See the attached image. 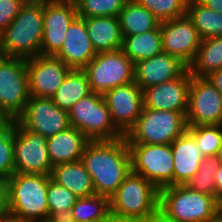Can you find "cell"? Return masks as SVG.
<instances>
[{
	"label": "cell",
	"instance_id": "cell-16",
	"mask_svg": "<svg viewBox=\"0 0 222 222\" xmlns=\"http://www.w3.org/2000/svg\"><path fill=\"white\" fill-rule=\"evenodd\" d=\"M115 128L125 136L143 110V92L135 83L110 89L103 95Z\"/></svg>",
	"mask_w": 222,
	"mask_h": 222
},
{
	"label": "cell",
	"instance_id": "cell-10",
	"mask_svg": "<svg viewBox=\"0 0 222 222\" xmlns=\"http://www.w3.org/2000/svg\"><path fill=\"white\" fill-rule=\"evenodd\" d=\"M29 98L26 59L5 57L0 63V110L16 120Z\"/></svg>",
	"mask_w": 222,
	"mask_h": 222
},
{
	"label": "cell",
	"instance_id": "cell-22",
	"mask_svg": "<svg viewBox=\"0 0 222 222\" xmlns=\"http://www.w3.org/2000/svg\"><path fill=\"white\" fill-rule=\"evenodd\" d=\"M90 140L78 129H68L47 138V151L52 166L81 160Z\"/></svg>",
	"mask_w": 222,
	"mask_h": 222
},
{
	"label": "cell",
	"instance_id": "cell-42",
	"mask_svg": "<svg viewBox=\"0 0 222 222\" xmlns=\"http://www.w3.org/2000/svg\"><path fill=\"white\" fill-rule=\"evenodd\" d=\"M13 120H11L3 111L0 110V133L4 131Z\"/></svg>",
	"mask_w": 222,
	"mask_h": 222
},
{
	"label": "cell",
	"instance_id": "cell-31",
	"mask_svg": "<svg viewBox=\"0 0 222 222\" xmlns=\"http://www.w3.org/2000/svg\"><path fill=\"white\" fill-rule=\"evenodd\" d=\"M219 165L220 161L217 156H204V160L201 162L199 170L185 185L193 191L217 198L215 173Z\"/></svg>",
	"mask_w": 222,
	"mask_h": 222
},
{
	"label": "cell",
	"instance_id": "cell-26",
	"mask_svg": "<svg viewBox=\"0 0 222 222\" xmlns=\"http://www.w3.org/2000/svg\"><path fill=\"white\" fill-rule=\"evenodd\" d=\"M119 23L122 36H132L154 30L160 21L137 0H127L120 12Z\"/></svg>",
	"mask_w": 222,
	"mask_h": 222
},
{
	"label": "cell",
	"instance_id": "cell-5",
	"mask_svg": "<svg viewBox=\"0 0 222 222\" xmlns=\"http://www.w3.org/2000/svg\"><path fill=\"white\" fill-rule=\"evenodd\" d=\"M6 57L32 58L41 55L43 0H28L10 25L0 34Z\"/></svg>",
	"mask_w": 222,
	"mask_h": 222
},
{
	"label": "cell",
	"instance_id": "cell-17",
	"mask_svg": "<svg viewBox=\"0 0 222 222\" xmlns=\"http://www.w3.org/2000/svg\"><path fill=\"white\" fill-rule=\"evenodd\" d=\"M30 96L52 98L71 70L55 56L37 55L26 59Z\"/></svg>",
	"mask_w": 222,
	"mask_h": 222
},
{
	"label": "cell",
	"instance_id": "cell-35",
	"mask_svg": "<svg viewBox=\"0 0 222 222\" xmlns=\"http://www.w3.org/2000/svg\"><path fill=\"white\" fill-rule=\"evenodd\" d=\"M15 172L14 123L0 133V180L6 182Z\"/></svg>",
	"mask_w": 222,
	"mask_h": 222
},
{
	"label": "cell",
	"instance_id": "cell-47",
	"mask_svg": "<svg viewBox=\"0 0 222 222\" xmlns=\"http://www.w3.org/2000/svg\"><path fill=\"white\" fill-rule=\"evenodd\" d=\"M216 156L219 159L220 163H222V143H221V146L219 147V150Z\"/></svg>",
	"mask_w": 222,
	"mask_h": 222
},
{
	"label": "cell",
	"instance_id": "cell-41",
	"mask_svg": "<svg viewBox=\"0 0 222 222\" xmlns=\"http://www.w3.org/2000/svg\"><path fill=\"white\" fill-rule=\"evenodd\" d=\"M216 195L222 192V163H220L215 173Z\"/></svg>",
	"mask_w": 222,
	"mask_h": 222
},
{
	"label": "cell",
	"instance_id": "cell-40",
	"mask_svg": "<svg viewBox=\"0 0 222 222\" xmlns=\"http://www.w3.org/2000/svg\"><path fill=\"white\" fill-rule=\"evenodd\" d=\"M200 3L214 11L222 13V0H198Z\"/></svg>",
	"mask_w": 222,
	"mask_h": 222
},
{
	"label": "cell",
	"instance_id": "cell-33",
	"mask_svg": "<svg viewBox=\"0 0 222 222\" xmlns=\"http://www.w3.org/2000/svg\"><path fill=\"white\" fill-rule=\"evenodd\" d=\"M77 16L89 17H118L127 0H74Z\"/></svg>",
	"mask_w": 222,
	"mask_h": 222
},
{
	"label": "cell",
	"instance_id": "cell-29",
	"mask_svg": "<svg viewBox=\"0 0 222 222\" xmlns=\"http://www.w3.org/2000/svg\"><path fill=\"white\" fill-rule=\"evenodd\" d=\"M186 14L193 21L202 40L222 36V13L206 7L198 0H188Z\"/></svg>",
	"mask_w": 222,
	"mask_h": 222
},
{
	"label": "cell",
	"instance_id": "cell-4",
	"mask_svg": "<svg viewBox=\"0 0 222 222\" xmlns=\"http://www.w3.org/2000/svg\"><path fill=\"white\" fill-rule=\"evenodd\" d=\"M216 198L186 185L159 190L158 222H219Z\"/></svg>",
	"mask_w": 222,
	"mask_h": 222
},
{
	"label": "cell",
	"instance_id": "cell-28",
	"mask_svg": "<svg viewBox=\"0 0 222 222\" xmlns=\"http://www.w3.org/2000/svg\"><path fill=\"white\" fill-rule=\"evenodd\" d=\"M222 68V36L202 40L188 70L192 76L207 77Z\"/></svg>",
	"mask_w": 222,
	"mask_h": 222
},
{
	"label": "cell",
	"instance_id": "cell-15",
	"mask_svg": "<svg viewBox=\"0 0 222 222\" xmlns=\"http://www.w3.org/2000/svg\"><path fill=\"white\" fill-rule=\"evenodd\" d=\"M160 33L163 52L178 58L189 67L202 38L188 15L160 22Z\"/></svg>",
	"mask_w": 222,
	"mask_h": 222
},
{
	"label": "cell",
	"instance_id": "cell-30",
	"mask_svg": "<svg viewBox=\"0 0 222 222\" xmlns=\"http://www.w3.org/2000/svg\"><path fill=\"white\" fill-rule=\"evenodd\" d=\"M75 222H110V199L94 194L78 198L71 209Z\"/></svg>",
	"mask_w": 222,
	"mask_h": 222
},
{
	"label": "cell",
	"instance_id": "cell-27",
	"mask_svg": "<svg viewBox=\"0 0 222 222\" xmlns=\"http://www.w3.org/2000/svg\"><path fill=\"white\" fill-rule=\"evenodd\" d=\"M90 93L91 89L86 72L71 69L52 99L59 108L68 112L76 102Z\"/></svg>",
	"mask_w": 222,
	"mask_h": 222
},
{
	"label": "cell",
	"instance_id": "cell-25",
	"mask_svg": "<svg viewBox=\"0 0 222 222\" xmlns=\"http://www.w3.org/2000/svg\"><path fill=\"white\" fill-rule=\"evenodd\" d=\"M122 37L121 50L134 64L163 52L160 24L154 30Z\"/></svg>",
	"mask_w": 222,
	"mask_h": 222
},
{
	"label": "cell",
	"instance_id": "cell-43",
	"mask_svg": "<svg viewBox=\"0 0 222 222\" xmlns=\"http://www.w3.org/2000/svg\"><path fill=\"white\" fill-rule=\"evenodd\" d=\"M0 222H27V221H23L22 219L10 216L5 212H1L0 213Z\"/></svg>",
	"mask_w": 222,
	"mask_h": 222
},
{
	"label": "cell",
	"instance_id": "cell-44",
	"mask_svg": "<svg viewBox=\"0 0 222 222\" xmlns=\"http://www.w3.org/2000/svg\"><path fill=\"white\" fill-rule=\"evenodd\" d=\"M217 215L220 221H222V192L217 195L216 198Z\"/></svg>",
	"mask_w": 222,
	"mask_h": 222
},
{
	"label": "cell",
	"instance_id": "cell-23",
	"mask_svg": "<svg viewBox=\"0 0 222 222\" xmlns=\"http://www.w3.org/2000/svg\"><path fill=\"white\" fill-rule=\"evenodd\" d=\"M85 21L87 33L96 53L119 50L122 34L118 17H89Z\"/></svg>",
	"mask_w": 222,
	"mask_h": 222
},
{
	"label": "cell",
	"instance_id": "cell-39",
	"mask_svg": "<svg viewBox=\"0 0 222 222\" xmlns=\"http://www.w3.org/2000/svg\"><path fill=\"white\" fill-rule=\"evenodd\" d=\"M207 78L222 94V68H220L219 70L213 71L207 76Z\"/></svg>",
	"mask_w": 222,
	"mask_h": 222
},
{
	"label": "cell",
	"instance_id": "cell-14",
	"mask_svg": "<svg viewBox=\"0 0 222 222\" xmlns=\"http://www.w3.org/2000/svg\"><path fill=\"white\" fill-rule=\"evenodd\" d=\"M76 17L74 0H43L41 55L55 56L60 51L68 27Z\"/></svg>",
	"mask_w": 222,
	"mask_h": 222
},
{
	"label": "cell",
	"instance_id": "cell-38",
	"mask_svg": "<svg viewBox=\"0 0 222 222\" xmlns=\"http://www.w3.org/2000/svg\"><path fill=\"white\" fill-rule=\"evenodd\" d=\"M46 222H75L71 210L63 212H49Z\"/></svg>",
	"mask_w": 222,
	"mask_h": 222
},
{
	"label": "cell",
	"instance_id": "cell-21",
	"mask_svg": "<svg viewBox=\"0 0 222 222\" xmlns=\"http://www.w3.org/2000/svg\"><path fill=\"white\" fill-rule=\"evenodd\" d=\"M173 152V186L185 185L199 170L204 160L194 136L186 130L171 143Z\"/></svg>",
	"mask_w": 222,
	"mask_h": 222
},
{
	"label": "cell",
	"instance_id": "cell-20",
	"mask_svg": "<svg viewBox=\"0 0 222 222\" xmlns=\"http://www.w3.org/2000/svg\"><path fill=\"white\" fill-rule=\"evenodd\" d=\"M96 54L85 21L77 16L69 25L64 43L55 57L61 59L70 69L83 70Z\"/></svg>",
	"mask_w": 222,
	"mask_h": 222
},
{
	"label": "cell",
	"instance_id": "cell-9",
	"mask_svg": "<svg viewBox=\"0 0 222 222\" xmlns=\"http://www.w3.org/2000/svg\"><path fill=\"white\" fill-rule=\"evenodd\" d=\"M91 92L104 95L114 87L134 82V63L121 49L99 52L83 69Z\"/></svg>",
	"mask_w": 222,
	"mask_h": 222
},
{
	"label": "cell",
	"instance_id": "cell-6",
	"mask_svg": "<svg viewBox=\"0 0 222 222\" xmlns=\"http://www.w3.org/2000/svg\"><path fill=\"white\" fill-rule=\"evenodd\" d=\"M187 127L183 113L143 108L124 137L128 144H171Z\"/></svg>",
	"mask_w": 222,
	"mask_h": 222
},
{
	"label": "cell",
	"instance_id": "cell-3",
	"mask_svg": "<svg viewBox=\"0 0 222 222\" xmlns=\"http://www.w3.org/2000/svg\"><path fill=\"white\" fill-rule=\"evenodd\" d=\"M111 219L158 221L159 189L143 176L130 174L110 198Z\"/></svg>",
	"mask_w": 222,
	"mask_h": 222
},
{
	"label": "cell",
	"instance_id": "cell-12",
	"mask_svg": "<svg viewBox=\"0 0 222 222\" xmlns=\"http://www.w3.org/2000/svg\"><path fill=\"white\" fill-rule=\"evenodd\" d=\"M186 122L187 126L222 125V94L207 77H191Z\"/></svg>",
	"mask_w": 222,
	"mask_h": 222
},
{
	"label": "cell",
	"instance_id": "cell-32",
	"mask_svg": "<svg viewBox=\"0 0 222 222\" xmlns=\"http://www.w3.org/2000/svg\"><path fill=\"white\" fill-rule=\"evenodd\" d=\"M199 152L204 156H216L222 143V125L188 126Z\"/></svg>",
	"mask_w": 222,
	"mask_h": 222
},
{
	"label": "cell",
	"instance_id": "cell-24",
	"mask_svg": "<svg viewBox=\"0 0 222 222\" xmlns=\"http://www.w3.org/2000/svg\"><path fill=\"white\" fill-rule=\"evenodd\" d=\"M50 178L79 198L95 194L91 175L81 160L54 165Z\"/></svg>",
	"mask_w": 222,
	"mask_h": 222
},
{
	"label": "cell",
	"instance_id": "cell-11",
	"mask_svg": "<svg viewBox=\"0 0 222 222\" xmlns=\"http://www.w3.org/2000/svg\"><path fill=\"white\" fill-rule=\"evenodd\" d=\"M12 122L15 172L50 175L53 166L47 151V138L24 128L17 120Z\"/></svg>",
	"mask_w": 222,
	"mask_h": 222
},
{
	"label": "cell",
	"instance_id": "cell-8",
	"mask_svg": "<svg viewBox=\"0 0 222 222\" xmlns=\"http://www.w3.org/2000/svg\"><path fill=\"white\" fill-rule=\"evenodd\" d=\"M131 172L143 176L159 190L173 186L171 144H128Z\"/></svg>",
	"mask_w": 222,
	"mask_h": 222
},
{
	"label": "cell",
	"instance_id": "cell-19",
	"mask_svg": "<svg viewBox=\"0 0 222 222\" xmlns=\"http://www.w3.org/2000/svg\"><path fill=\"white\" fill-rule=\"evenodd\" d=\"M187 69L178 58L162 52L134 64V82L143 90L176 79Z\"/></svg>",
	"mask_w": 222,
	"mask_h": 222
},
{
	"label": "cell",
	"instance_id": "cell-48",
	"mask_svg": "<svg viewBox=\"0 0 222 222\" xmlns=\"http://www.w3.org/2000/svg\"><path fill=\"white\" fill-rule=\"evenodd\" d=\"M5 57H6L5 54H4L3 51L1 50V51H0V63H1V61H2Z\"/></svg>",
	"mask_w": 222,
	"mask_h": 222
},
{
	"label": "cell",
	"instance_id": "cell-2",
	"mask_svg": "<svg viewBox=\"0 0 222 222\" xmlns=\"http://www.w3.org/2000/svg\"><path fill=\"white\" fill-rule=\"evenodd\" d=\"M49 179L50 175L14 172L5 182L3 212L27 222H46Z\"/></svg>",
	"mask_w": 222,
	"mask_h": 222
},
{
	"label": "cell",
	"instance_id": "cell-46",
	"mask_svg": "<svg viewBox=\"0 0 222 222\" xmlns=\"http://www.w3.org/2000/svg\"><path fill=\"white\" fill-rule=\"evenodd\" d=\"M110 222H158V221H145V220L120 221V220L111 219Z\"/></svg>",
	"mask_w": 222,
	"mask_h": 222
},
{
	"label": "cell",
	"instance_id": "cell-45",
	"mask_svg": "<svg viewBox=\"0 0 222 222\" xmlns=\"http://www.w3.org/2000/svg\"><path fill=\"white\" fill-rule=\"evenodd\" d=\"M4 190L5 183L0 180V213L4 210Z\"/></svg>",
	"mask_w": 222,
	"mask_h": 222
},
{
	"label": "cell",
	"instance_id": "cell-34",
	"mask_svg": "<svg viewBox=\"0 0 222 222\" xmlns=\"http://www.w3.org/2000/svg\"><path fill=\"white\" fill-rule=\"evenodd\" d=\"M160 21H168L186 15L188 0H137Z\"/></svg>",
	"mask_w": 222,
	"mask_h": 222
},
{
	"label": "cell",
	"instance_id": "cell-13",
	"mask_svg": "<svg viewBox=\"0 0 222 222\" xmlns=\"http://www.w3.org/2000/svg\"><path fill=\"white\" fill-rule=\"evenodd\" d=\"M24 128L45 138L70 127L68 112L52 98L30 96L23 113L16 119Z\"/></svg>",
	"mask_w": 222,
	"mask_h": 222
},
{
	"label": "cell",
	"instance_id": "cell-37",
	"mask_svg": "<svg viewBox=\"0 0 222 222\" xmlns=\"http://www.w3.org/2000/svg\"><path fill=\"white\" fill-rule=\"evenodd\" d=\"M28 0H0V34L10 25Z\"/></svg>",
	"mask_w": 222,
	"mask_h": 222
},
{
	"label": "cell",
	"instance_id": "cell-7",
	"mask_svg": "<svg viewBox=\"0 0 222 222\" xmlns=\"http://www.w3.org/2000/svg\"><path fill=\"white\" fill-rule=\"evenodd\" d=\"M70 126L82 132L90 141H110L122 138L115 128L103 95L91 92L68 111Z\"/></svg>",
	"mask_w": 222,
	"mask_h": 222
},
{
	"label": "cell",
	"instance_id": "cell-36",
	"mask_svg": "<svg viewBox=\"0 0 222 222\" xmlns=\"http://www.w3.org/2000/svg\"><path fill=\"white\" fill-rule=\"evenodd\" d=\"M78 198L64 186L56 184L51 178L49 179L46 198L49 212L71 210Z\"/></svg>",
	"mask_w": 222,
	"mask_h": 222
},
{
	"label": "cell",
	"instance_id": "cell-1",
	"mask_svg": "<svg viewBox=\"0 0 222 222\" xmlns=\"http://www.w3.org/2000/svg\"><path fill=\"white\" fill-rule=\"evenodd\" d=\"M91 175L95 194L109 199L131 172V158L126 138L90 141L81 157Z\"/></svg>",
	"mask_w": 222,
	"mask_h": 222
},
{
	"label": "cell",
	"instance_id": "cell-18",
	"mask_svg": "<svg viewBox=\"0 0 222 222\" xmlns=\"http://www.w3.org/2000/svg\"><path fill=\"white\" fill-rule=\"evenodd\" d=\"M191 77L187 69L176 79L143 89V108L180 112L186 116Z\"/></svg>",
	"mask_w": 222,
	"mask_h": 222
}]
</instances>
